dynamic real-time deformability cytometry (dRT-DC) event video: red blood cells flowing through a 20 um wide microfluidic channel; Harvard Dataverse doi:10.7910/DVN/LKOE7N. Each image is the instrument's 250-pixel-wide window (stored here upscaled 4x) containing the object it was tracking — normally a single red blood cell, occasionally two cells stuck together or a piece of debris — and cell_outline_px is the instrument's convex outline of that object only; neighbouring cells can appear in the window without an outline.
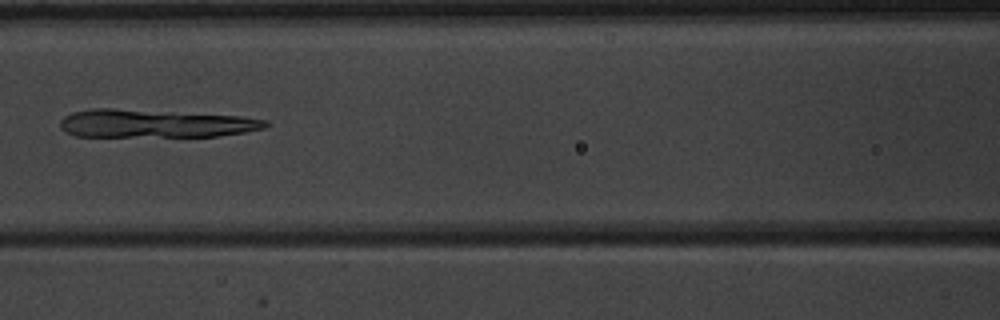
{"species": "common noctule bat (a hibernating species)", "species_latin": "Nyctalus noctula", "temperature_condition": "warm", "stored_images_in_passage": 7, "camera_frame_rate_fps": 3000, "um_per_image_px": 0.085, "animal": {"sex": "male", "body_mass_g": 20.1, "forearm_length_mm": 53.5}, "frame": {"image": 1, "passage_image": 7, "time_ms": 7.0, "image_size_px": [1000, 320], "cell_outline_px": [[268, 124], [264, 128], [244, 132], [216, 136], [76, 136], [64, 132], [60, 128], [60, 120], [64, 116], [72, 112], [92, 108], [112, 108], [244, 116], [268, 120]], "centroid_in_image_um": [13.15, 10.49], "position_along_channel_um": 153.5, "area_um2": 33.7}}